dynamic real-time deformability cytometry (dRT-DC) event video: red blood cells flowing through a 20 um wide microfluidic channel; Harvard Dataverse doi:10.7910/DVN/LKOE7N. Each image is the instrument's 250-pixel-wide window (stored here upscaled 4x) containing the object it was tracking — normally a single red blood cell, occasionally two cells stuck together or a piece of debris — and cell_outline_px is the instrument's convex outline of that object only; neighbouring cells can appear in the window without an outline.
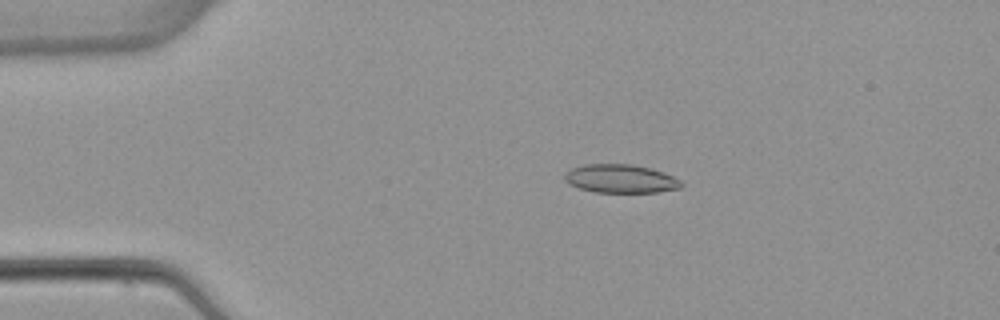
{"species": "common noctule bat (a hibernating species)", "species_latin": "Nyctalus noctula", "temperature_condition": "warm", "stored_images_in_passage": 5, "camera_frame_rate_fps": 3000, "um_per_image_px": 0.085, "animal": {"sex": "female", "body_mass_g": 22.7, "forearm_length_mm": 54.2}, "frame": {"image": 1, "passage_image": 2, "time_ms": 2.333, "image_size_px": [1000, 320], "cell_outline_px": [[684, 184], [680, 188], [656, 192], [592, 192], [568, 184], [564, 180], [564, 172], [572, 168], [584, 164], [632, 164], [652, 168], [664, 172], [680, 180]], "centroid_in_image_um": [52.73, 15.18], "position_along_channel_um": 32.3, "area_um2": 19.54}}
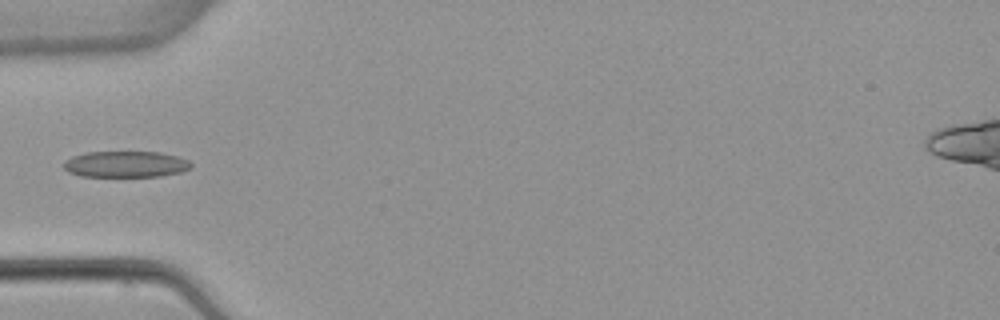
{"frame": {"image": 2, "passage_image": 4, "time_ms": 4.667, "image_size_px": [1000, 320], "cell_outline_px": [[192, 168], [180, 172], [160, 176], [80, 176], [68, 172], [64, 168], [64, 160], [72, 156], [84, 152], [160, 152], [176, 156], [188, 160], [192, 164]], "centroid_in_image_um": [10.66, 13.95], "position_along_channel_um": 74.3, "area_um2": 19.48}}
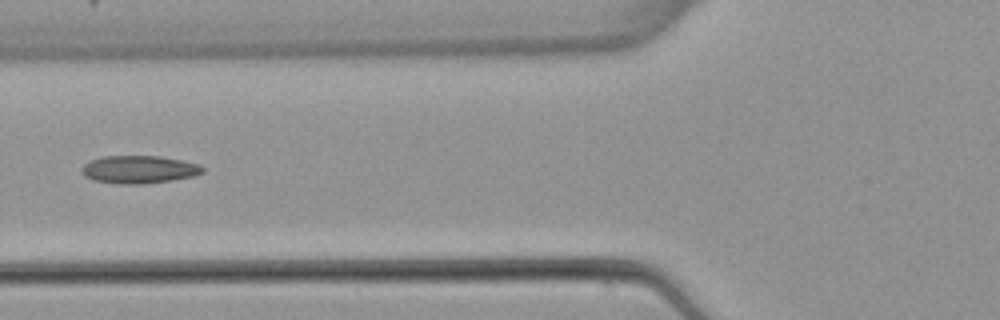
{"frame": {"image": 3, "passage_image": 5, "time_ms": 5.667, "image_size_px": [1000, 320], "cell_outline_px": [[204, 172], [196, 176], [172, 180], [144, 184], [116, 184], [92, 180], [84, 176], [80, 168], [84, 164], [100, 156], [160, 156], [200, 164], [204, 168]], "centroid_in_image_um": [11.81, 14.41], "position_along_channel_um": 114.0, "area_um2": 19.83}}